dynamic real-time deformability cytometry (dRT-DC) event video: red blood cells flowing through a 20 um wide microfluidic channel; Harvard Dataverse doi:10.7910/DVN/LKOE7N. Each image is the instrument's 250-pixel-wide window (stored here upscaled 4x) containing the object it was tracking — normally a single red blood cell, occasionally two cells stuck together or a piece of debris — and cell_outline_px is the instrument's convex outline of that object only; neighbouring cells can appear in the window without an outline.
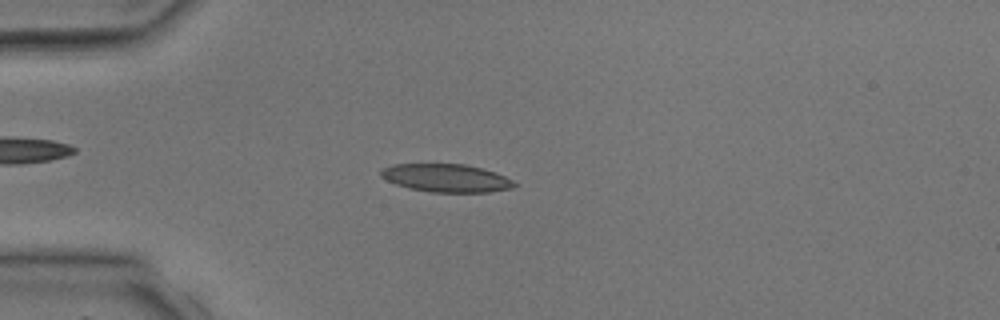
{"species": "common noctule bat (a hibernating species)", "species_latin": "Nyctalus noctula", "temperature_condition": "room temperature", "stored_images_in_passage": 2, "camera_frame_rate_fps": 3000, "um_per_image_px": 0.085, "animal": {"sex": "male", "body_mass_g": 17.9, "forearm_length_mm": 54.2}, "frame": {"image": 1, "passage_image": 2, "time_ms": 2.0, "image_size_px": [1000, 320], "cell_outline_px": [[520, 184], [512, 188], [488, 192], [432, 192], [408, 188], [396, 184], [380, 176], [380, 172], [384, 168], [392, 164], [464, 164], [480, 168], [504, 176]], "centroid_in_image_um": [37.93, 15.14], "position_along_channel_um": 47.1, "area_um2": 21.62}}